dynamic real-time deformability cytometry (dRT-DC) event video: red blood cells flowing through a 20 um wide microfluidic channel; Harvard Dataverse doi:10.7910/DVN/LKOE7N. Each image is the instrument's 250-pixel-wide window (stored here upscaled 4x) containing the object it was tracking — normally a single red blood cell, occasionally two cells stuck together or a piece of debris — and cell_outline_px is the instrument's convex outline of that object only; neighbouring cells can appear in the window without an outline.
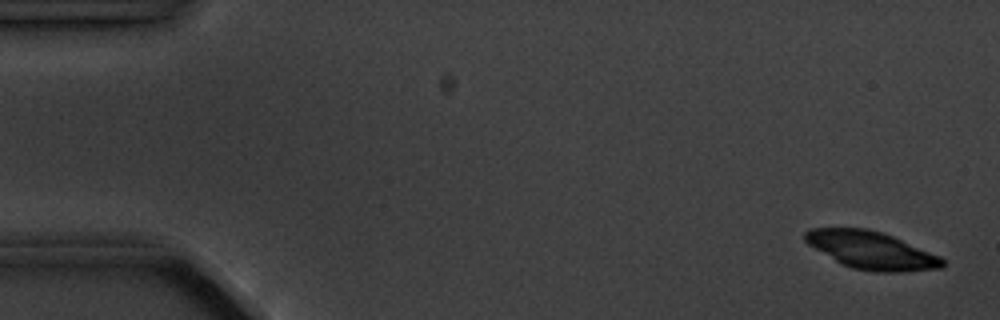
{"species": "common noctule bat (a hibernating species)", "species_latin": "Nyctalus noctula", "temperature_condition": "cold", "stored_images_in_passage": 6, "camera_frame_rate_fps": 3000, "um_per_image_px": 0.085, "animal": {"sex": "male", "body_mass_g": 20.1, "forearm_length_mm": 53.5}, "frame": {"image": 1, "passage_image": 1, "time_ms": 0.0, "image_size_px": [1000, 320], "cell_outline_px": [[944, 264], [940, 268], [900, 272], [876, 272], [852, 268], [836, 260], [808, 244], [804, 240], [804, 232], [808, 228], [868, 228], [892, 236], [940, 256], [944, 260]], "centroid_in_image_um": [74.05, 21.26], "position_along_channel_um": 10.9, "area_um2": 29.71}}